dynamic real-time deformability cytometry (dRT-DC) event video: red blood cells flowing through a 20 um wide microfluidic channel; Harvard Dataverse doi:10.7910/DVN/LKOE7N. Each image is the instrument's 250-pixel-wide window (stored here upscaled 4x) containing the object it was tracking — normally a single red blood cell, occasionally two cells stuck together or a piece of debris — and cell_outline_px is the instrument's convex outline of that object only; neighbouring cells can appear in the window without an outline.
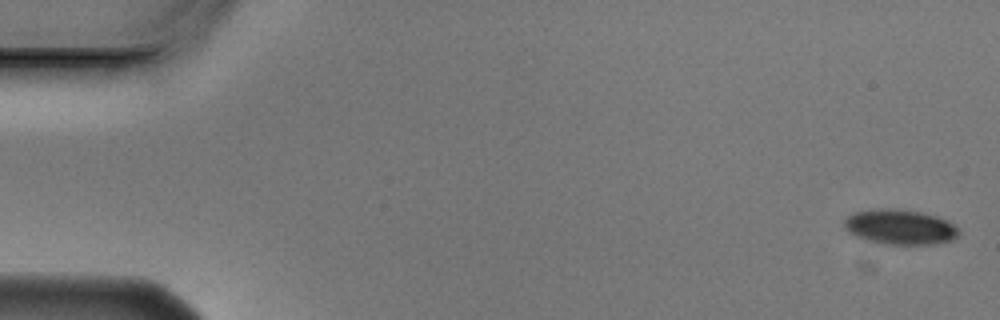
{"species": "Egyptian fruit bat (a non-hibernating species)", "species_latin": "Rousettus aegyptiacus", "temperature_condition": "cold", "stored_images_in_passage": 5, "camera_frame_rate_fps": 3000, "um_per_image_px": 0.085, "animal": {"sex": "male"}, "frame": {"image": 1, "passage_image": 1, "time_ms": 0.0, "image_size_px": [1000, 320], "cell_outline_px": [[960, 232], [952, 240], [936, 244], [880, 244], [864, 240], [848, 232], [844, 228], [844, 220], [848, 216], [856, 212], [880, 208], [892, 208], [920, 212], [936, 216], [948, 220], [956, 224], [960, 228]], "centroid_in_image_um": [76.52, 19.3], "position_along_channel_um": 8.5, "area_um2": 23.64}}